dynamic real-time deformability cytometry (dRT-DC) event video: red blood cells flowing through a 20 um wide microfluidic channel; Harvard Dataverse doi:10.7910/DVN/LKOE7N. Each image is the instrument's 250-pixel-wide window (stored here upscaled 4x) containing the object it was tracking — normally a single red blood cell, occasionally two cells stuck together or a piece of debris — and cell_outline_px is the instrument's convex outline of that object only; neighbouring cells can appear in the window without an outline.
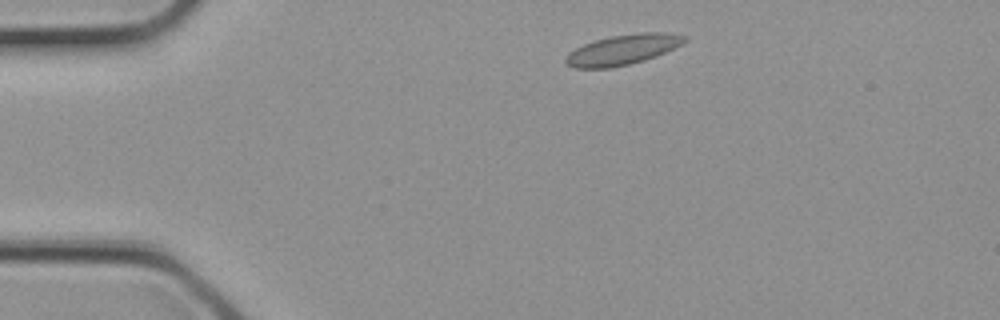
{"species": "common noctule bat (a hibernating species)", "species_latin": "Nyctalus noctula", "temperature_condition": "cold", "stored_images_in_passage": 26, "camera_frame_rate_fps": 3000, "um_per_image_px": 0.085, "animal": {"sex": "female", "body_mass_g": 21.9}, "frame": {"image": 1, "passage_image": 1, "time_ms": 0.0, "image_size_px": [1000, 320], "cell_outline_px": [[688, 40], [656, 56], [644, 60], [628, 64], [608, 68], [576, 68], [568, 64], [564, 60], [564, 56], [568, 52], [584, 44], [596, 40], [612, 36], [640, 32], [668, 32], [688, 36]], "centroid_in_image_um": [52.93, 4.21], "position_along_channel_um": 32.1, "area_um2": 20.75}}
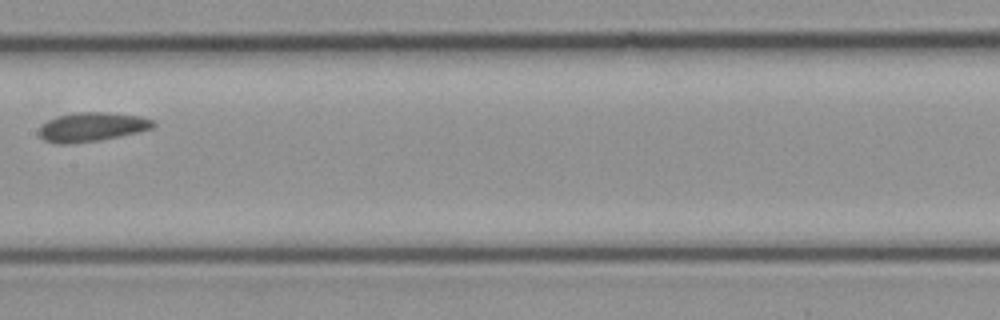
{"frame": {"image": 2, "passage_image": 11, "time_ms": 3.333, "image_size_px": [1000, 320], "cell_outline_px": [[156, 124], [152, 128], [136, 132], [100, 140], [68, 144], [56, 144], [44, 140], [40, 136], [40, 124], [56, 116], [76, 112], [108, 112], [140, 116], [152, 120]], "centroid_in_image_um": [7.77, 10.78], "position_along_channel_um": 199.6, "area_um2": 19.31}}
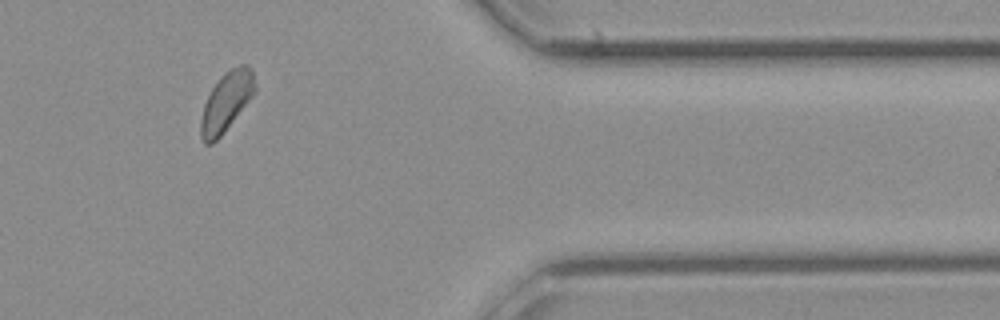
{"frame": {"image": 3, "passage_image": 21, "time_ms": 6.667, "image_size_px": [1000, 320], "cell_outline_px": [[256, 92], [224, 132], [212, 144], [204, 144], [200, 136], [200, 120], [204, 104], [212, 88], [224, 72], [240, 64], [248, 64], [252, 72], [256, 88]], "centroid_in_image_um": [19.23, 8.66], "position_along_channel_um": 392.2, "area_um2": 18.67}}